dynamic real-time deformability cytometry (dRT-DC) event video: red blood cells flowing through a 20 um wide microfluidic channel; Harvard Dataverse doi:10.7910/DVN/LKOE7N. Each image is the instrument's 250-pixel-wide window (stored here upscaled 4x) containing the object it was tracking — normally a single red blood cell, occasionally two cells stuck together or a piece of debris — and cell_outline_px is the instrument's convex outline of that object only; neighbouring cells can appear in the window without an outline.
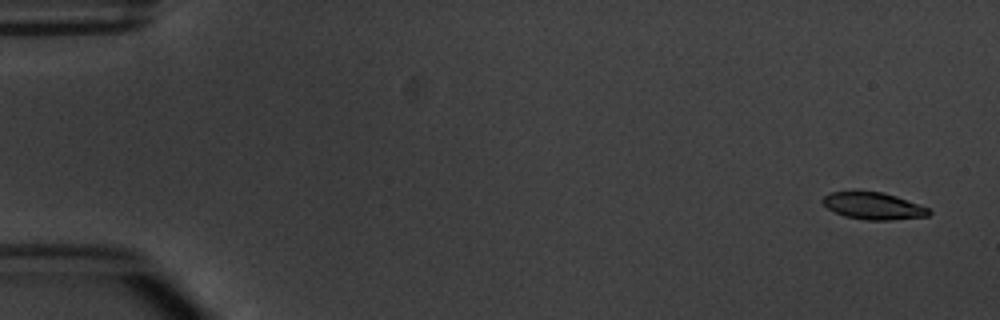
{"species": "common noctule bat (a hibernating species)", "species_latin": "Nyctalus noctula", "temperature_condition": "warm", "stored_images_in_passage": 6, "segment_of_instrument_passage": [1, 2], "camera_frame_rate_fps": 3000, "um_per_image_px": 0.085, "animal": {"sex": "male", "body_mass_g": 20.1, "forearm_length_mm": 53.5}, "frame": {"image": 1, "passage_image": 1, "time_ms": 0.0, "image_size_px": [1000, 320], "cell_outline_px": [[932, 212], [928, 216], [888, 220], [864, 220], [844, 216], [828, 208], [820, 200], [828, 192], [856, 188], [880, 192], [896, 196], [928, 208]], "centroid_in_image_um": [74.15, 17.45], "position_along_channel_um": 10.9, "area_um2": 17.22}}
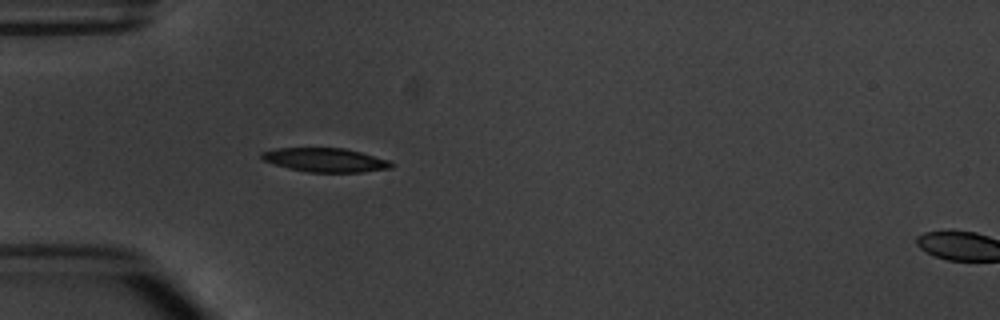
{"frame": {"image": 2, "passage_image": 5, "time_ms": 4.667, "image_size_px": [1000, 320], "cell_outline_px": [[396, 164], [392, 168], [364, 172], [308, 172], [288, 168], [264, 160], [260, 156], [260, 152], [276, 148], [344, 148], [360, 152], [388, 160]], "centroid_in_image_um": [27.67, 13.6], "position_along_channel_um": 57.3, "area_um2": 18.03}}